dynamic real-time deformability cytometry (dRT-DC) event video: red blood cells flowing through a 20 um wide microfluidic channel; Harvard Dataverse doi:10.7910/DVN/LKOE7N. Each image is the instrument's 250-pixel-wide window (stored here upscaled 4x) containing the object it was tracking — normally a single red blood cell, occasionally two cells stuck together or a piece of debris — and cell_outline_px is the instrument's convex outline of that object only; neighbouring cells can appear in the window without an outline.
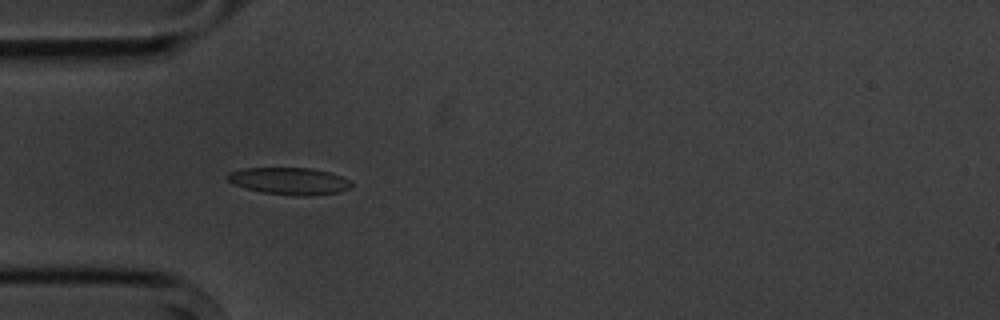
{"species": "common noctule bat (a hibernating species)", "species_latin": "Nyctalus noctula", "temperature_condition": "cold", "stored_images_in_passage": 5, "camera_frame_rate_fps": 3000, "um_per_image_px": 0.085, "animal": {"sex": "male", "body_mass_g": 20.1, "forearm_length_mm": 53.5}, "frame": {"image": 1, "passage_image": 4, "time_ms": 3.333, "image_size_px": [1000, 320], "cell_outline_px": [[352, 188], [340, 192], [308, 196], [300, 196], [264, 192], [248, 188], [236, 184], [228, 180], [224, 176], [228, 172], [244, 168], [308, 168], [332, 172], [348, 180], [352, 184]], "centroid_in_image_um": [24.63, 15.38], "position_along_channel_um": 60.4, "area_um2": 19.42}}
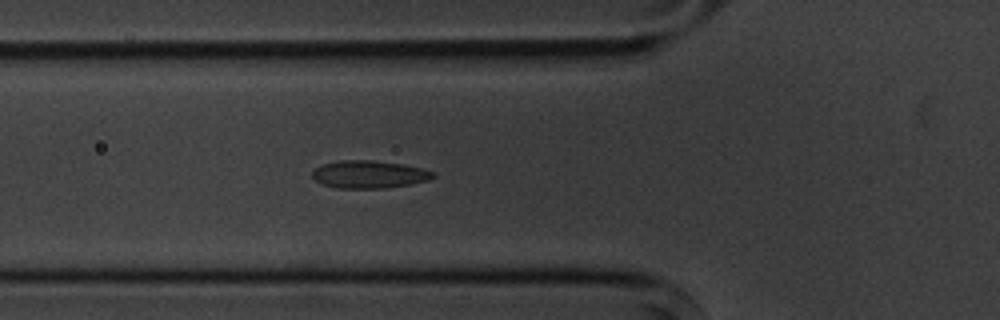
{"frame": {"image": 2, "passage_image": 5, "time_ms": 4.333, "image_size_px": [1000, 320], "cell_outline_px": [[436, 176], [428, 180], [412, 184], [384, 188], [336, 188], [320, 184], [312, 176], [312, 172], [320, 164], [340, 160], [372, 160], [404, 164], [436, 172]], "centroid_in_image_um": [31.37, 14.82], "position_along_channel_um": 94.4, "area_um2": 19.65}}